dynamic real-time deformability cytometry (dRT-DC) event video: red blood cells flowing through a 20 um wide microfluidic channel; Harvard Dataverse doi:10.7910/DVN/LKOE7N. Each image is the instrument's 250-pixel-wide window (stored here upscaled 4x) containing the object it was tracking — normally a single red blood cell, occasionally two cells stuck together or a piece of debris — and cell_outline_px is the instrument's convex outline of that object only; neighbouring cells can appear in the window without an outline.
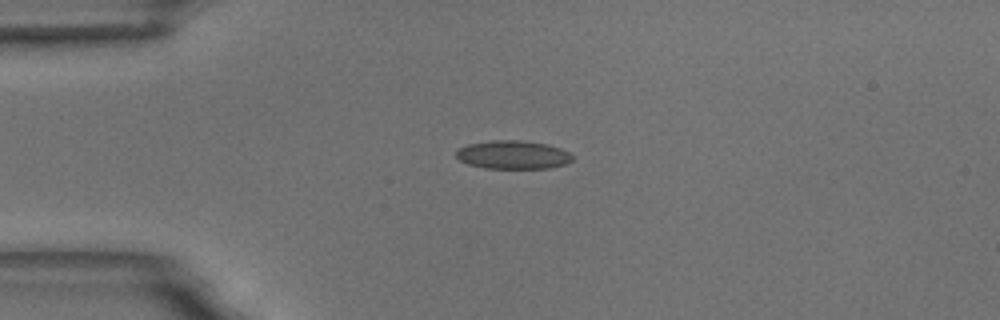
{"species": "common noctule bat (a hibernating species)", "species_latin": "Nyctalus noctula", "temperature_condition": "room temperature", "stored_images_in_passage": 43, "camera_frame_rate_fps": 3000, "um_per_image_px": 0.085, "animal": {"sex": "male", "body_mass_g": 18.8}, "frame": {"image": 1, "passage_image": 1, "time_ms": 0.0, "image_size_px": [1000, 320], "cell_outline_px": [[572, 160], [564, 164], [548, 168], [484, 168], [468, 164], [460, 160], [456, 156], [456, 152], [460, 148], [468, 144], [492, 140], [524, 140], [548, 144], [560, 148], [568, 152], [572, 156]], "centroid_in_image_um": [43.6, 13.15], "position_along_channel_um": 41.4, "area_um2": 19.19}}
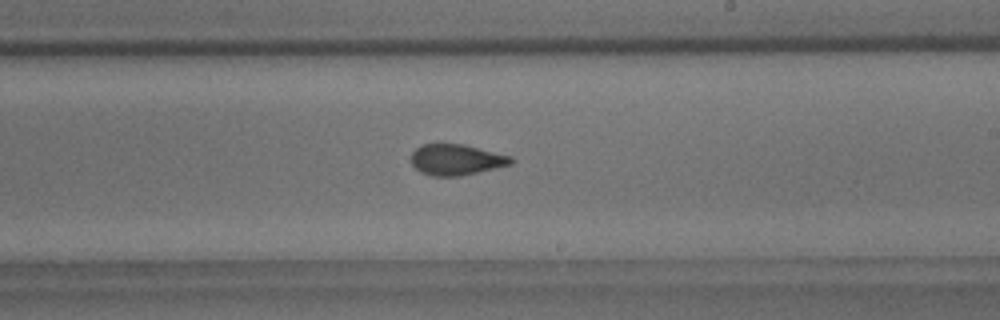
{"frame": {"image": 2, "passage_image": 20, "time_ms": 6.333, "image_size_px": [1000, 320], "cell_outline_px": [[516, 160], [512, 164], [460, 176], [432, 176], [420, 172], [412, 164], [412, 152], [420, 144], [464, 144], [512, 156]], "centroid_in_image_um": [38.8, 13.57], "position_along_channel_um": 250.2, "area_um2": 18.03}}
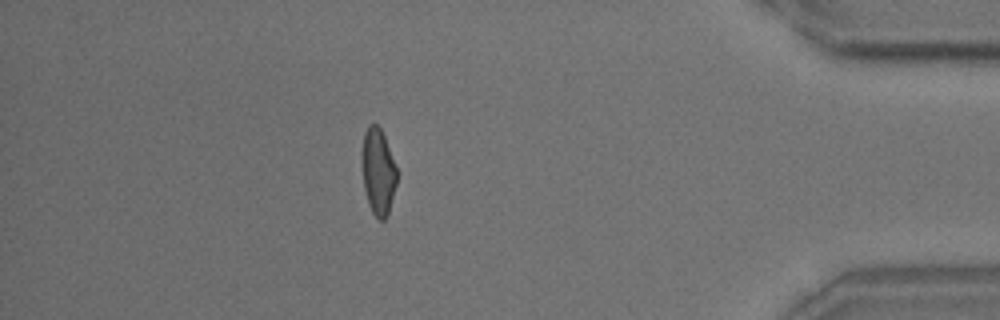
{"frame": {"image": 3, "passage_image": 36, "time_ms": 11.667, "image_size_px": [1000, 320], "cell_outline_px": [[396, 184], [388, 216], [384, 220], [380, 220], [372, 212], [368, 204], [364, 188], [360, 156], [360, 152], [364, 132], [368, 124], [376, 124], [380, 128], [384, 136], [396, 168]], "centroid_in_image_um": [32.1, 14.58], "position_along_channel_um": 403.1, "area_um2": 17.74}, "authors_computed_cell_mechanics": {"area_um2": 18.2648, "velocity_mm_per_s": 3.6652, "shape_relaxation_time_tau1_ms": 7.0039, "shape_relaxation_time_tau2_ms": 1.6222, "deformation_change_tau1": 0.1438, "deformation_change_tau2": 0.0757}}